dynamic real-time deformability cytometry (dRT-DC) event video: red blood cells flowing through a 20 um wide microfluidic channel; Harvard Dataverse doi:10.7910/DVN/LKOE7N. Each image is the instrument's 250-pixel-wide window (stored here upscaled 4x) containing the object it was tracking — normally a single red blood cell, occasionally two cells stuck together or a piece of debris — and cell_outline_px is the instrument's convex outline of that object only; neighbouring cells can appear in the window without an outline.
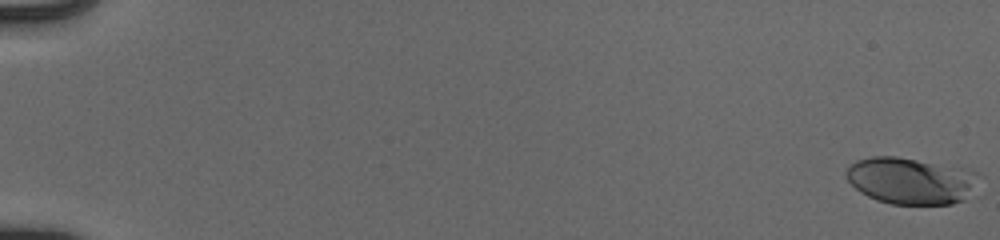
{"species": "human", "species_latin": "Homo sapiens", "temperature_condition": "cold", "stored_images_in_passage": 55, "camera_frame_rate_fps": 3000, "um_per_image_px": 0.085, "donor": {"sex": "male"}, "frame": {"image": 1, "passage_image": 1, "time_ms": 0.0, "image_size_px": [1000, 240], "cell_outline_px": [[984, 176], [964, 200], [952, 204], [892, 204], [876, 200], [860, 192], [848, 180], [844, 172], [856, 160], [872, 156], [896, 156], [960, 168], [980, 172]], "centroid_in_image_um": [77.45, 15.36], "position_along_channel_um": 7.5, "area_um2": 36.13}}
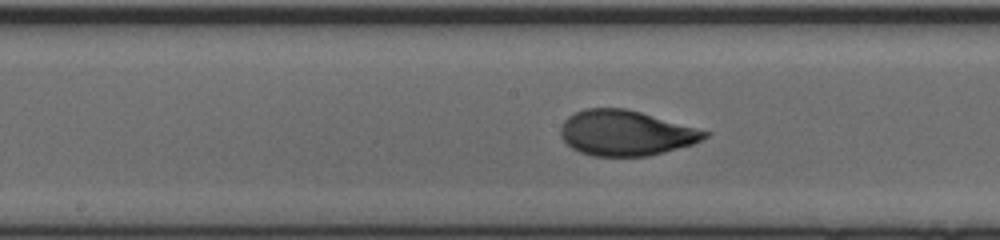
{"frame": {"image": 2, "passage_image": 31, "time_ms": 10.0, "image_size_px": [1000, 240], "cell_outline_px": [[712, 132], [708, 136], [692, 144], [664, 152], [648, 156], [592, 156], [580, 152], [572, 148], [560, 136], [560, 128], [564, 120], [568, 116], [584, 108], [624, 108], [640, 112]], "centroid_in_image_um": [53.17, 11.3], "position_along_channel_um": 195.0, "area_um2": 37.92}}
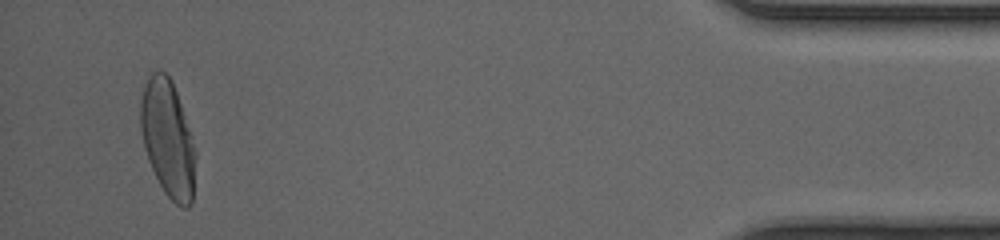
{"frame": {"image": 3, "passage_image": 53, "time_ms": 17.333, "image_size_px": [1000, 240], "cell_outline_px": [[196, 156], [192, 204], [188, 208], [180, 208], [164, 192], [148, 160], [144, 148], [140, 128], [140, 100], [144, 84], [148, 76], [152, 72], [164, 72], [172, 80], [196, 152]], "centroid_in_image_um": [14.25, 11.81], "position_along_channel_um": 421.0, "area_um2": 37.22}, "authors_computed_cell_mechanics": {"area_um2": 36.414, "velocity_mm_per_s": 3.9595, "shape_relaxation_time_tau1_ms": 3.6371, "shape_relaxation_time_tau2_ms": null, "deformation_change_tau1": 0.2002, "deformation_change_tau2": null}}